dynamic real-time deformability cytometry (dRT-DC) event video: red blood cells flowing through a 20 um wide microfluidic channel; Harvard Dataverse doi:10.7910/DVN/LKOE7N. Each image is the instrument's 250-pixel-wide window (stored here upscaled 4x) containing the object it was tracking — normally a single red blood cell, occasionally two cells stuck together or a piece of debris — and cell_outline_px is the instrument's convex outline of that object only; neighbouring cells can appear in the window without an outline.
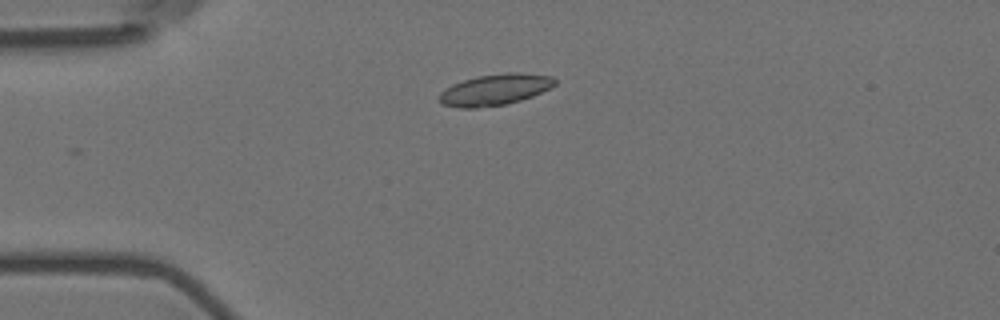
{"species": "Egyptian fruit bat (a non-hibernating species)", "species_latin": "Rousettus aegyptiacus", "temperature_condition": "room temperature", "stored_images_in_passage": 41, "camera_frame_rate_fps": 3000, "um_per_image_px": 0.085, "animal": {"sex": "female"}, "frame": {"image": 1, "passage_image": 1, "time_ms": 0.0, "image_size_px": [1000, 320], "cell_outline_px": [[556, 84], [532, 96], [520, 100], [504, 104], [476, 108], [460, 108], [444, 104], [440, 100], [440, 92], [444, 88], [452, 84], [476, 76], [508, 72], [516, 72], [552, 76], [556, 80]], "centroid_in_image_um": [42.06, 7.61], "position_along_channel_um": 42.9, "area_um2": 20.81}}
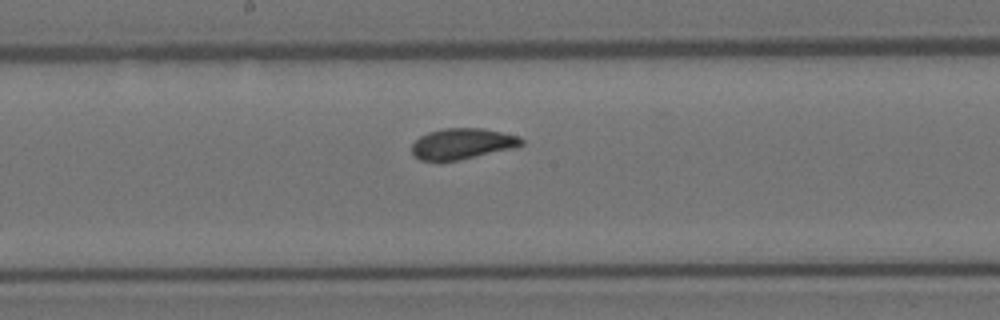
{"frame": {"image": 2, "passage_image": 17, "time_ms": 5.333, "image_size_px": [1000, 320], "cell_outline_px": [[524, 144], [516, 148], [460, 160], [440, 164], [420, 160], [412, 156], [412, 144], [420, 136], [428, 132], [444, 128], [484, 128], [520, 136], [524, 140]], "centroid_in_image_um": [39.28, 12.26], "position_along_channel_um": 208.9, "area_um2": 20.52}}
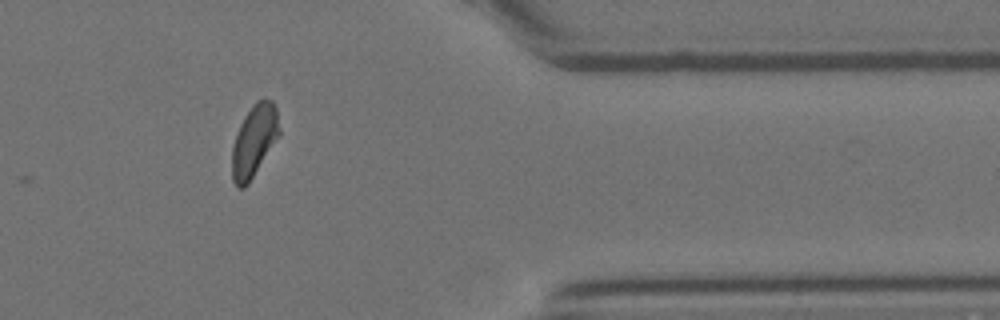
{"frame": {"image": 3, "passage_image": 34, "time_ms": 11.0, "image_size_px": [1000, 320], "cell_outline_px": [[280, 136], [248, 184], [244, 188], [236, 188], [232, 180], [232, 148], [240, 124], [244, 116], [256, 100], [272, 100], [276, 108], [280, 132]], "centroid_in_image_um": [21.6, 12.0], "position_along_channel_um": 389.8, "area_um2": 19.83}, "authors_computed_cell_mechanics": {"area_um2": 20.23, "velocity_mm_per_s": 3.5544, "shape_relaxation_time_tau1_ms": 6.6353, "shape_relaxation_time_tau2_ms": 1.0458, "deformation_change_tau1": 0.1369, "deformation_change_tau2": 0.0434}}